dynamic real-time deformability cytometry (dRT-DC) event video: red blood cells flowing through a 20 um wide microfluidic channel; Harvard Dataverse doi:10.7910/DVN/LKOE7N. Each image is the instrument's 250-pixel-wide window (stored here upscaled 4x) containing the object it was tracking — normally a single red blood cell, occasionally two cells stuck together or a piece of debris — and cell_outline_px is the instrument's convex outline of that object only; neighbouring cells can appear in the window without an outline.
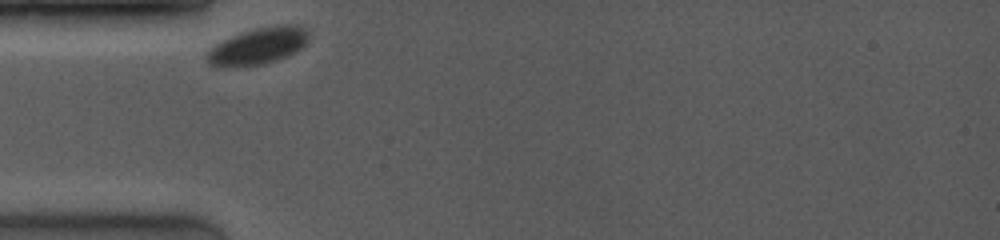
{"species": "common noctule bat (a hibernating species)", "species_latin": "Nyctalus noctula", "temperature_condition": "room temperature", "stored_images_in_passage": 44, "camera_frame_rate_fps": 4000, "um_per_image_px": 0.085, "animal": {"sex": "female", "body_mass_g": 19.0, "forearm_length_mm": 53.3}, "frame": {"image": 1, "passage_image": 1, "time_ms": 0.0, "image_size_px": [1000, 240], "cell_outline_px": [[308, 40], [300, 48], [276, 60], [264, 64], [220, 68], [216, 68], [208, 64], [204, 56], [204, 52], [216, 44], [240, 32], [256, 28], [276, 24], [296, 24], [308, 28]], "centroid_in_image_um": [21.87, 3.91], "position_along_channel_um": 63.1, "area_um2": 22.08}}
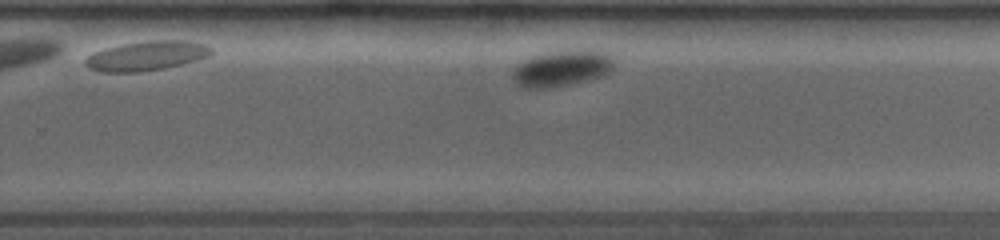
{"frame": {"image": 2, "passage_image": 32, "time_ms": 6.5, "image_size_px": [1000, 240], "cell_outline_px": [[612, 68], [604, 76], [588, 80], [548, 88], [524, 88], [516, 84], [512, 80], [512, 72], [516, 64], [532, 56], [548, 52], [576, 48], [592, 48], [608, 52], [612, 56]], "centroid_in_image_um": [47.76, 5.77], "position_along_channel_um": 282.0, "area_um2": 21.91}}
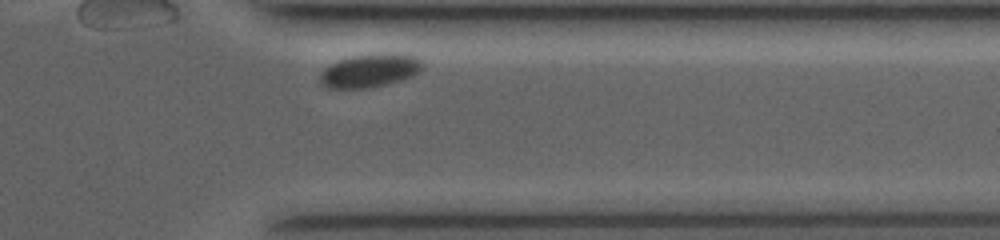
{"frame": {"image": 3, "passage_image": 42, "time_ms": 9.25, "image_size_px": [1000, 240], "cell_outline_px": [[424, 68], [412, 76], [388, 84], [372, 88], [328, 88], [320, 84], [320, 72], [324, 68], [340, 60], [352, 56], [412, 56], [420, 60], [424, 64]], "centroid_in_image_um": [31.38, 6.07], "position_along_channel_um": 380.0, "area_um2": 19.13}, "authors_computed_cell_mechanics": {"area_um2": 22.4264, "velocity_mm_per_s": 3.4105, "shape_relaxation_time_tau1_ms": 4.2973, "shape_relaxation_time_tau2_ms": null, "deformation_change_tau1": 0.1256, "deformation_change_tau2": null}}